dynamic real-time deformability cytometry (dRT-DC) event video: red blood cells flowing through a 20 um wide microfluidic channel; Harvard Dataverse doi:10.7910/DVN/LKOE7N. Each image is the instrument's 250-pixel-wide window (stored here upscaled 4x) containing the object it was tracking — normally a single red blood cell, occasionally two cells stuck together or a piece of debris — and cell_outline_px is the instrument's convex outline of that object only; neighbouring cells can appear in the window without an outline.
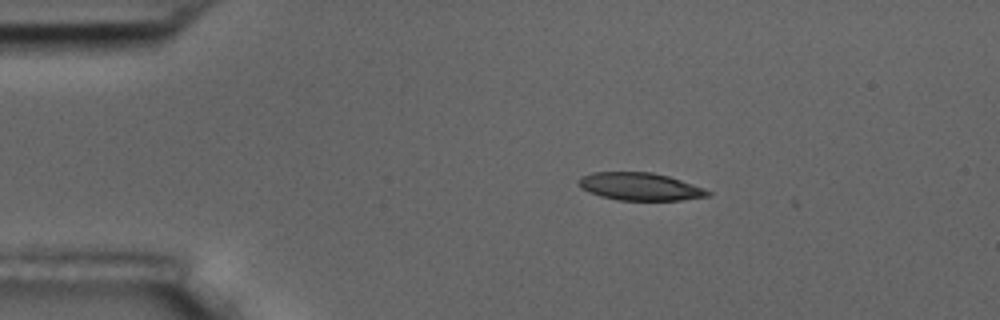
{"species": "common noctule bat (a hibernating species)", "species_latin": "Nyctalus noctula", "temperature_condition": "room temperature", "stored_images_in_passage": 3, "camera_frame_rate_fps": 3000, "um_per_image_px": 0.085, "animal": {"sex": "male", "body_mass_g": 17.5, "forearm_length_mm": 52.3}, "frame": {"image": 1, "passage_image": 1, "time_ms": 0.0, "image_size_px": [1000, 320], "cell_outline_px": [[712, 196], [680, 200], [620, 200], [600, 196], [588, 192], [580, 188], [576, 184], [580, 176], [592, 172], [652, 172], [668, 176], [704, 188], [712, 192]], "centroid_in_image_um": [54.37, 15.86], "position_along_channel_um": 30.6, "area_um2": 20.98}}